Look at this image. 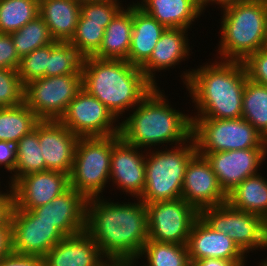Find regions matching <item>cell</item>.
I'll use <instances>...</instances> for the list:
<instances>
[{"instance_id":"30","label":"cell","mask_w":267,"mask_h":266,"mask_svg":"<svg viewBox=\"0 0 267 266\" xmlns=\"http://www.w3.org/2000/svg\"><path fill=\"white\" fill-rule=\"evenodd\" d=\"M242 118L267 139V86L247 79L242 99Z\"/></svg>"},{"instance_id":"26","label":"cell","mask_w":267,"mask_h":266,"mask_svg":"<svg viewBox=\"0 0 267 266\" xmlns=\"http://www.w3.org/2000/svg\"><path fill=\"white\" fill-rule=\"evenodd\" d=\"M124 6L105 28L102 44L93 57L127 61L133 31V3Z\"/></svg>"},{"instance_id":"46","label":"cell","mask_w":267,"mask_h":266,"mask_svg":"<svg viewBox=\"0 0 267 266\" xmlns=\"http://www.w3.org/2000/svg\"><path fill=\"white\" fill-rule=\"evenodd\" d=\"M239 1H244V0H200V4L203 8V10H206L208 8V5L212 6L213 4L219 6L220 8L234 2H239Z\"/></svg>"},{"instance_id":"13","label":"cell","mask_w":267,"mask_h":266,"mask_svg":"<svg viewBox=\"0 0 267 266\" xmlns=\"http://www.w3.org/2000/svg\"><path fill=\"white\" fill-rule=\"evenodd\" d=\"M12 252L44 257L65 236L51 223L39 220L31 211L13 207Z\"/></svg>"},{"instance_id":"27","label":"cell","mask_w":267,"mask_h":266,"mask_svg":"<svg viewBox=\"0 0 267 266\" xmlns=\"http://www.w3.org/2000/svg\"><path fill=\"white\" fill-rule=\"evenodd\" d=\"M227 203L240 211L261 216L267 221V179L259 172L246 178L230 193Z\"/></svg>"},{"instance_id":"17","label":"cell","mask_w":267,"mask_h":266,"mask_svg":"<svg viewBox=\"0 0 267 266\" xmlns=\"http://www.w3.org/2000/svg\"><path fill=\"white\" fill-rule=\"evenodd\" d=\"M140 150L141 148L126 143L122 138L112 149L110 181L124 195H130V198H140L144 192L147 150Z\"/></svg>"},{"instance_id":"40","label":"cell","mask_w":267,"mask_h":266,"mask_svg":"<svg viewBox=\"0 0 267 266\" xmlns=\"http://www.w3.org/2000/svg\"><path fill=\"white\" fill-rule=\"evenodd\" d=\"M20 61L11 35L0 33V68L18 70Z\"/></svg>"},{"instance_id":"22","label":"cell","mask_w":267,"mask_h":266,"mask_svg":"<svg viewBox=\"0 0 267 266\" xmlns=\"http://www.w3.org/2000/svg\"><path fill=\"white\" fill-rule=\"evenodd\" d=\"M104 258L94 239L83 231L59 241L43 257V266H99Z\"/></svg>"},{"instance_id":"29","label":"cell","mask_w":267,"mask_h":266,"mask_svg":"<svg viewBox=\"0 0 267 266\" xmlns=\"http://www.w3.org/2000/svg\"><path fill=\"white\" fill-rule=\"evenodd\" d=\"M39 121L25 103L16 107L0 108V140L16 144Z\"/></svg>"},{"instance_id":"4","label":"cell","mask_w":267,"mask_h":266,"mask_svg":"<svg viewBox=\"0 0 267 266\" xmlns=\"http://www.w3.org/2000/svg\"><path fill=\"white\" fill-rule=\"evenodd\" d=\"M82 88L104 104L117 119H121L154 86L140 67L126 60L87 57L82 63Z\"/></svg>"},{"instance_id":"11","label":"cell","mask_w":267,"mask_h":266,"mask_svg":"<svg viewBox=\"0 0 267 266\" xmlns=\"http://www.w3.org/2000/svg\"><path fill=\"white\" fill-rule=\"evenodd\" d=\"M148 239L187 245L192 226L200 212L183 198L145 203Z\"/></svg>"},{"instance_id":"32","label":"cell","mask_w":267,"mask_h":266,"mask_svg":"<svg viewBox=\"0 0 267 266\" xmlns=\"http://www.w3.org/2000/svg\"><path fill=\"white\" fill-rule=\"evenodd\" d=\"M39 15V0H0V33L10 34Z\"/></svg>"},{"instance_id":"3","label":"cell","mask_w":267,"mask_h":266,"mask_svg":"<svg viewBox=\"0 0 267 266\" xmlns=\"http://www.w3.org/2000/svg\"><path fill=\"white\" fill-rule=\"evenodd\" d=\"M159 89L154 87L127 113L129 117L120 120L119 134L126 143L150 150L161 145L163 148L164 144L165 148L178 146L192 137L191 115L173 108L165 91Z\"/></svg>"},{"instance_id":"10","label":"cell","mask_w":267,"mask_h":266,"mask_svg":"<svg viewBox=\"0 0 267 266\" xmlns=\"http://www.w3.org/2000/svg\"><path fill=\"white\" fill-rule=\"evenodd\" d=\"M82 90V73L41 77L25 84L24 103L39 120H59Z\"/></svg>"},{"instance_id":"37","label":"cell","mask_w":267,"mask_h":266,"mask_svg":"<svg viewBox=\"0 0 267 266\" xmlns=\"http://www.w3.org/2000/svg\"><path fill=\"white\" fill-rule=\"evenodd\" d=\"M24 90L18 70L0 68V108L24 103Z\"/></svg>"},{"instance_id":"47","label":"cell","mask_w":267,"mask_h":266,"mask_svg":"<svg viewBox=\"0 0 267 266\" xmlns=\"http://www.w3.org/2000/svg\"><path fill=\"white\" fill-rule=\"evenodd\" d=\"M126 261L118 259H106L99 266H122Z\"/></svg>"},{"instance_id":"9","label":"cell","mask_w":267,"mask_h":266,"mask_svg":"<svg viewBox=\"0 0 267 266\" xmlns=\"http://www.w3.org/2000/svg\"><path fill=\"white\" fill-rule=\"evenodd\" d=\"M200 217L215 231L231 238L246 256L267 248V221L259 215L237 210L226 202L202 209Z\"/></svg>"},{"instance_id":"1","label":"cell","mask_w":267,"mask_h":266,"mask_svg":"<svg viewBox=\"0 0 267 266\" xmlns=\"http://www.w3.org/2000/svg\"><path fill=\"white\" fill-rule=\"evenodd\" d=\"M110 199H87L85 231L105 259L135 261L149 240L145 203L139 198L121 203Z\"/></svg>"},{"instance_id":"2","label":"cell","mask_w":267,"mask_h":266,"mask_svg":"<svg viewBox=\"0 0 267 266\" xmlns=\"http://www.w3.org/2000/svg\"><path fill=\"white\" fill-rule=\"evenodd\" d=\"M198 67L185 69L180 76L197 111L194 116L191 113V118H241L248 79L244 64L216 59Z\"/></svg>"},{"instance_id":"6","label":"cell","mask_w":267,"mask_h":266,"mask_svg":"<svg viewBox=\"0 0 267 266\" xmlns=\"http://www.w3.org/2000/svg\"><path fill=\"white\" fill-rule=\"evenodd\" d=\"M159 148L146 152L145 187L139 198L144 203L181 198L187 165L197 154L193 137L178 146Z\"/></svg>"},{"instance_id":"12","label":"cell","mask_w":267,"mask_h":266,"mask_svg":"<svg viewBox=\"0 0 267 266\" xmlns=\"http://www.w3.org/2000/svg\"><path fill=\"white\" fill-rule=\"evenodd\" d=\"M59 121L79 138L104 137L120 133V120L83 88L69 103Z\"/></svg>"},{"instance_id":"19","label":"cell","mask_w":267,"mask_h":266,"mask_svg":"<svg viewBox=\"0 0 267 266\" xmlns=\"http://www.w3.org/2000/svg\"><path fill=\"white\" fill-rule=\"evenodd\" d=\"M87 198L73 188L55 197L50 203L31 212L39 220L51 222L65 237L85 231Z\"/></svg>"},{"instance_id":"45","label":"cell","mask_w":267,"mask_h":266,"mask_svg":"<svg viewBox=\"0 0 267 266\" xmlns=\"http://www.w3.org/2000/svg\"><path fill=\"white\" fill-rule=\"evenodd\" d=\"M12 252L11 227H0V259Z\"/></svg>"},{"instance_id":"25","label":"cell","mask_w":267,"mask_h":266,"mask_svg":"<svg viewBox=\"0 0 267 266\" xmlns=\"http://www.w3.org/2000/svg\"><path fill=\"white\" fill-rule=\"evenodd\" d=\"M133 31L127 61L141 67L151 56L165 27L133 1Z\"/></svg>"},{"instance_id":"39","label":"cell","mask_w":267,"mask_h":266,"mask_svg":"<svg viewBox=\"0 0 267 266\" xmlns=\"http://www.w3.org/2000/svg\"><path fill=\"white\" fill-rule=\"evenodd\" d=\"M248 79L267 86V48H261L248 56L243 62Z\"/></svg>"},{"instance_id":"42","label":"cell","mask_w":267,"mask_h":266,"mask_svg":"<svg viewBox=\"0 0 267 266\" xmlns=\"http://www.w3.org/2000/svg\"><path fill=\"white\" fill-rule=\"evenodd\" d=\"M0 266H43V257L11 252L0 259Z\"/></svg>"},{"instance_id":"23","label":"cell","mask_w":267,"mask_h":266,"mask_svg":"<svg viewBox=\"0 0 267 266\" xmlns=\"http://www.w3.org/2000/svg\"><path fill=\"white\" fill-rule=\"evenodd\" d=\"M145 13L155 18L165 28L192 27L197 18L204 15L200 0H136Z\"/></svg>"},{"instance_id":"16","label":"cell","mask_w":267,"mask_h":266,"mask_svg":"<svg viewBox=\"0 0 267 266\" xmlns=\"http://www.w3.org/2000/svg\"><path fill=\"white\" fill-rule=\"evenodd\" d=\"M69 188L70 177L67 173L51 170L29 173L12 185L14 206L20 210L31 211L50 203Z\"/></svg>"},{"instance_id":"15","label":"cell","mask_w":267,"mask_h":266,"mask_svg":"<svg viewBox=\"0 0 267 266\" xmlns=\"http://www.w3.org/2000/svg\"><path fill=\"white\" fill-rule=\"evenodd\" d=\"M199 212L227 202L212 166L205 156L196 154L188 163L182 186V196Z\"/></svg>"},{"instance_id":"28","label":"cell","mask_w":267,"mask_h":266,"mask_svg":"<svg viewBox=\"0 0 267 266\" xmlns=\"http://www.w3.org/2000/svg\"><path fill=\"white\" fill-rule=\"evenodd\" d=\"M43 171H45V162L40 149L37 123L33 130L16 143V166L8 184L12 186L24 175Z\"/></svg>"},{"instance_id":"49","label":"cell","mask_w":267,"mask_h":266,"mask_svg":"<svg viewBox=\"0 0 267 266\" xmlns=\"http://www.w3.org/2000/svg\"><path fill=\"white\" fill-rule=\"evenodd\" d=\"M258 264H259L258 266H267V258L261 259V262Z\"/></svg>"},{"instance_id":"21","label":"cell","mask_w":267,"mask_h":266,"mask_svg":"<svg viewBox=\"0 0 267 266\" xmlns=\"http://www.w3.org/2000/svg\"><path fill=\"white\" fill-rule=\"evenodd\" d=\"M190 260L207 258L225 260H248L234 241L215 231L200 216L194 222L187 241Z\"/></svg>"},{"instance_id":"34","label":"cell","mask_w":267,"mask_h":266,"mask_svg":"<svg viewBox=\"0 0 267 266\" xmlns=\"http://www.w3.org/2000/svg\"><path fill=\"white\" fill-rule=\"evenodd\" d=\"M83 57L69 42L54 41L48 56L46 77L82 73Z\"/></svg>"},{"instance_id":"48","label":"cell","mask_w":267,"mask_h":266,"mask_svg":"<svg viewBox=\"0 0 267 266\" xmlns=\"http://www.w3.org/2000/svg\"><path fill=\"white\" fill-rule=\"evenodd\" d=\"M140 262L139 261H126L122 266H138ZM141 266V264H139Z\"/></svg>"},{"instance_id":"38","label":"cell","mask_w":267,"mask_h":266,"mask_svg":"<svg viewBox=\"0 0 267 266\" xmlns=\"http://www.w3.org/2000/svg\"><path fill=\"white\" fill-rule=\"evenodd\" d=\"M122 0H94L81 2V14L79 18H87L90 21L110 22L123 8Z\"/></svg>"},{"instance_id":"8","label":"cell","mask_w":267,"mask_h":266,"mask_svg":"<svg viewBox=\"0 0 267 266\" xmlns=\"http://www.w3.org/2000/svg\"><path fill=\"white\" fill-rule=\"evenodd\" d=\"M197 153L267 148L266 139L244 118H191Z\"/></svg>"},{"instance_id":"44","label":"cell","mask_w":267,"mask_h":266,"mask_svg":"<svg viewBox=\"0 0 267 266\" xmlns=\"http://www.w3.org/2000/svg\"><path fill=\"white\" fill-rule=\"evenodd\" d=\"M247 260H225L207 258L201 260H190L189 266H246Z\"/></svg>"},{"instance_id":"43","label":"cell","mask_w":267,"mask_h":266,"mask_svg":"<svg viewBox=\"0 0 267 266\" xmlns=\"http://www.w3.org/2000/svg\"><path fill=\"white\" fill-rule=\"evenodd\" d=\"M12 174L16 166V144L0 140V166Z\"/></svg>"},{"instance_id":"5","label":"cell","mask_w":267,"mask_h":266,"mask_svg":"<svg viewBox=\"0 0 267 266\" xmlns=\"http://www.w3.org/2000/svg\"><path fill=\"white\" fill-rule=\"evenodd\" d=\"M220 41L216 58L243 62L264 48L267 40V0H244L220 9ZM223 11V12H222Z\"/></svg>"},{"instance_id":"50","label":"cell","mask_w":267,"mask_h":266,"mask_svg":"<svg viewBox=\"0 0 267 266\" xmlns=\"http://www.w3.org/2000/svg\"><path fill=\"white\" fill-rule=\"evenodd\" d=\"M79 1L83 2V1H94V0H79Z\"/></svg>"},{"instance_id":"35","label":"cell","mask_w":267,"mask_h":266,"mask_svg":"<svg viewBox=\"0 0 267 266\" xmlns=\"http://www.w3.org/2000/svg\"><path fill=\"white\" fill-rule=\"evenodd\" d=\"M109 23L79 18L75 34L69 43L77 49L83 58L93 57L102 44L105 28Z\"/></svg>"},{"instance_id":"41","label":"cell","mask_w":267,"mask_h":266,"mask_svg":"<svg viewBox=\"0 0 267 266\" xmlns=\"http://www.w3.org/2000/svg\"><path fill=\"white\" fill-rule=\"evenodd\" d=\"M8 185L6 192H0V227H11L10 218L14 207L12 186Z\"/></svg>"},{"instance_id":"33","label":"cell","mask_w":267,"mask_h":266,"mask_svg":"<svg viewBox=\"0 0 267 266\" xmlns=\"http://www.w3.org/2000/svg\"><path fill=\"white\" fill-rule=\"evenodd\" d=\"M10 35L20 58L55 41L48 26L39 15Z\"/></svg>"},{"instance_id":"24","label":"cell","mask_w":267,"mask_h":266,"mask_svg":"<svg viewBox=\"0 0 267 266\" xmlns=\"http://www.w3.org/2000/svg\"><path fill=\"white\" fill-rule=\"evenodd\" d=\"M81 14L79 0H39V16L55 41L69 42Z\"/></svg>"},{"instance_id":"14","label":"cell","mask_w":267,"mask_h":266,"mask_svg":"<svg viewBox=\"0 0 267 266\" xmlns=\"http://www.w3.org/2000/svg\"><path fill=\"white\" fill-rule=\"evenodd\" d=\"M266 156L267 148H248L207 153L205 158L223 191L228 194L246 178L259 173Z\"/></svg>"},{"instance_id":"31","label":"cell","mask_w":267,"mask_h":266,"mask_svg":"<svg viewBox=\"0 0 267 266\" xmlns=\"http://www.w3.org/2000/svg\"><path fill=\"white\" fill-rule=\"evenodd\" d=\"M140 259L141 266H189L190 262L187 245L152 240L146 242L136 261Z\"/></svg>"},{"instance_id":"7","label":"cell","mask_w":267,"mask_h":266,"mask_svg":"<svg viewBox=\"0 0 267 266\" xmlns=\"http://www.w3.org/2000/svg\"><path fill=\"white\" fill-rule=\"evenodd\" d=\"M120 134L78 139L70 177V187L87 199L100 197L110 184V162L113 145ZM102 194V195H101Z\"/></svg>"},{"instance_id":"18","label":"cell","mask_w":267,"mask_h":266,"mask_svg":"<svg viewBox=\"0 0 267 266\" xmlns=\"http://www.w3.org/2000/svg\"><path fill=\"white\" fill-rule=\"evenodd\" d=\"M38 136L45 171H59L70 175L79 137L59 120H40Z\"/></svg>"},{"instance_id":"36","label":"cell","mask_w":267,"mask_h":266,"mask_svg":"<svg viewBox=\"0 0 267 266\" xmlns=\"http://www.w3.org/2000/svg\"><path fill=\"white\" fill-rule=\"evenodd\" d=\"M50 53L51 44L37 48L21 58L18 75L24 85L34 79L46 77Z\"/></svg>"},{"instance_id":"20","label":"cell","mask_w":267,"mask_h":266,"mask_svg":"<svg viewBox=\"0 0 267 266\" xmlns=\"http://www.w3.org/2000/svg\"><path fill=\"white\" fill-rule=\"evenodd\" d=\"M188 31L185 28H166L150 58L140 67L146 79L154 87H159L156 81L157 72L175 68V65L188 60L189 55H192L190 53L192 49L189 46L190 39L187 37Z\"/></svg>"}]
</instances>
